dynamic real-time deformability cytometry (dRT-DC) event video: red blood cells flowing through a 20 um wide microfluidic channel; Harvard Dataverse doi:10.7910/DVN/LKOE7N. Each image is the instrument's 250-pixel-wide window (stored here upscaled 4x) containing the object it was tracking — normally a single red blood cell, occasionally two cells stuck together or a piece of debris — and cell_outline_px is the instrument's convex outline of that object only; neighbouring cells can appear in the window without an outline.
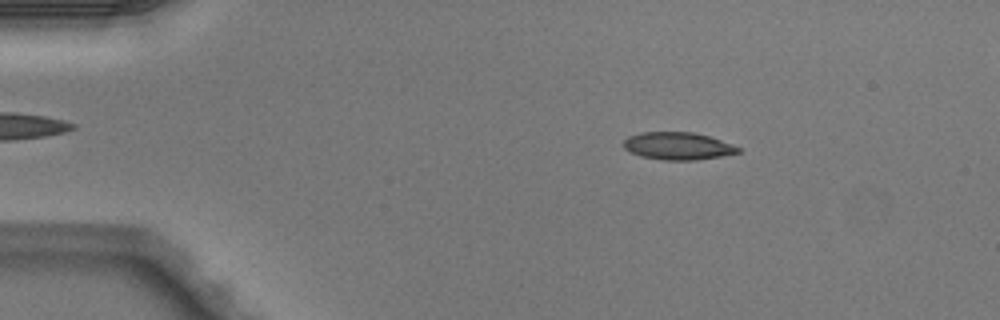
{"species": "Egyptian fruit bat (a non-hibernating species)", "species_latin": "Rousettus aegyptiacus", "temperature_condition": "warm", "stored_images_in_passage": 4, "segment_of_instrument_passage": [1, 2], "camera_frame_rate_fps": 3000, "um_per_image_px": 0.085, "animal": {"sex": "male"}, "frame": {"image": 1, "passage_image": 2, "time_ms": 0.333, "image_size_px": [1000, 320], "cell_outline_px": [[740, 152], [720, 156], [696, 160], [664, 160], [640, 156], [624, 148], [624, 140], [628, 136], [640, 132], [692, 132], [708, 136], [732, 144], [740, 148]], "centroid_in_image_um": [57.6, 12.4], "position_along_channel_um": 27.4, "area_um2": 18.21}}